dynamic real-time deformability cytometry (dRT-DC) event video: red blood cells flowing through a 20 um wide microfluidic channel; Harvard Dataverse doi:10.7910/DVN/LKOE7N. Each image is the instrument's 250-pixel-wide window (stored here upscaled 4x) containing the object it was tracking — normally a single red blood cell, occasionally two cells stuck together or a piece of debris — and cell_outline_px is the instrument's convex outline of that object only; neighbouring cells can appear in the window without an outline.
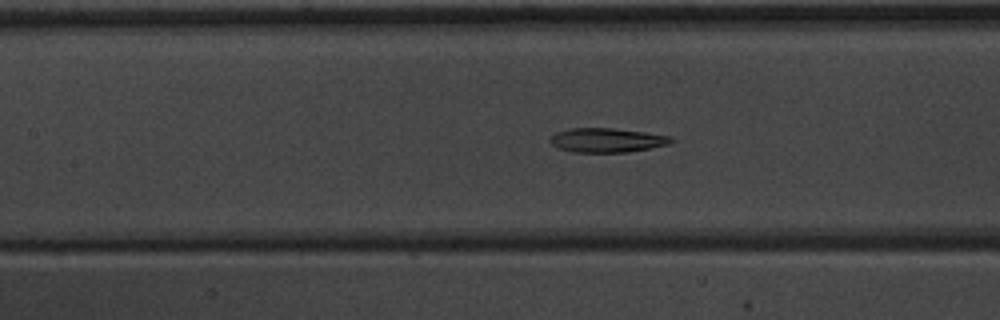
{"species": "common noctule bat (a hibernating species)", "species_latin": "Nyctalus noctula", "temperature_condition": "warm", "stored_images_in_passage": 39, "segment_of_instrument_passage": [1, 2], "camera_frame_rate_fps": 3000, "um_per_image_px": 0.085, "animal": {"sex": "male", "body_mass_g": 20.1, "forearm_length_mm": 53.5}, "frame": {"image": 1, "passage_image": 16, "time_ms": 5.0, "image_size_px": [1000, 320], "cell_outline_px": [[676, 140], [668, 144], [628, 152], [572, 152], [560, 148], [552, 144], [548, 140], [556, 132], [568, 128], [612, 128], [644, 132], [672, 136]], "centroid_in_image_um": [51.59, 11.91], "position_along_channel_um": 155.8, "area_um2": 17.05}}
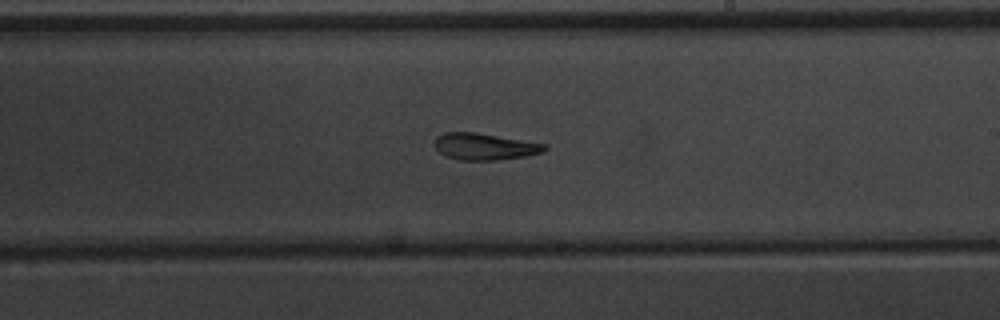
{"frame": {"image": 2, "passage_image": 23, "time_ms": 7.333, "image_size_px": [1000, 320], "cell_outline_px": [[548, 148], [544, 152], [524, 156], [496, 160], [460, 160], [448, 156], [440, 152], [432, 144], [436, 136], [444, 132], [476, 132], [544, 144]], "centroid_in_image_um": [41.15, 12.45], "position_along_channel_um": 247.9, "area_um2": 16.99}}
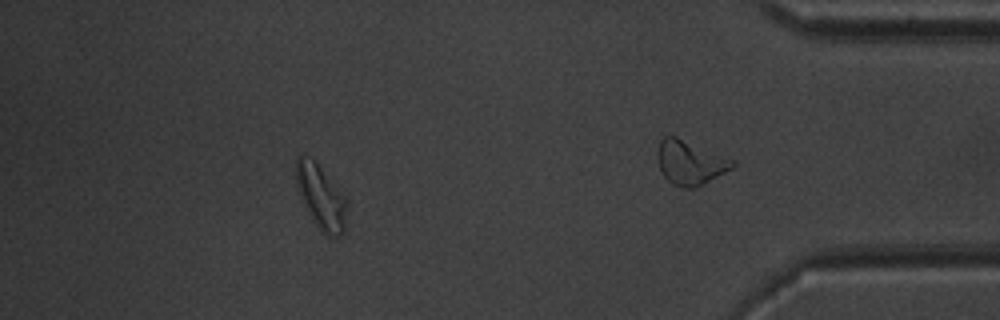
{"frame": {"image": 3, "passage_image": 33, "time_ms": 10.667, "image_size_px": [1000, 320], "cell_outline_px": [[348, 204], [344, 232], [340, 236], [328, 236], [312, 220], [296, 188], [296, 156], [300, 152], [316, 160], [348, 200]], "centroid_in_image_um": [27.28, 16.68], "position_along_channel_um": 407.9, "area_um2": 19.36}}